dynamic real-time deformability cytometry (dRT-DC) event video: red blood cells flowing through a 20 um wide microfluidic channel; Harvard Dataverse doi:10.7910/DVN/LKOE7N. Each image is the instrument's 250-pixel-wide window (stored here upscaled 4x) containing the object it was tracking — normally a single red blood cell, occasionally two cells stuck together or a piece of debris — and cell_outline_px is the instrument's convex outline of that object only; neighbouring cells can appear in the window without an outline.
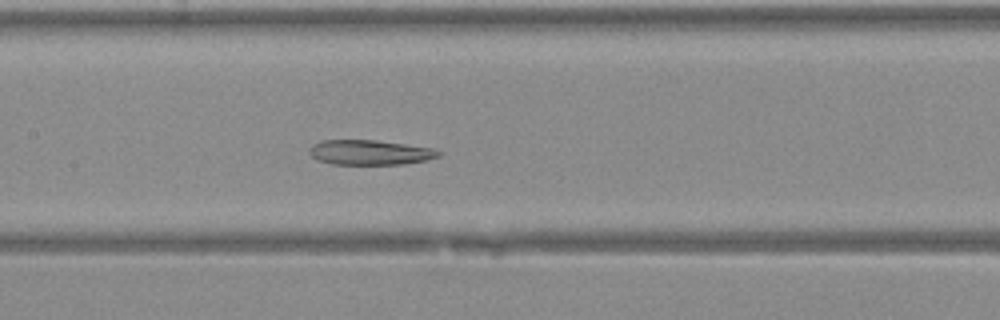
{"species": "Egyptian fruit bat (a non-hibernating species)", "species_latin": "Rousettus aegyptiacus", "temperature_condition": "warm", "stored_images_in_passage": 20, "camera_frame_rate_fps": 3000, "um_per_image_px": 0.085, "animal": {"sex": "female"}, "frame": {"image": 1, "passage_image": 11, "time_ms": 3.333, "image_size_px": [1000, 320], "cell_outline_px": [[440, 156], [428, 160], [404, 164], [332, 164], [316, 160], [308, 152], [308, 148], [312, 144], [320, 140], [376, 140], [436, 148], [440, 152]], "centroid_in_image_um": [31.43, 12.95], "position_along_channel_um": 176.0, "area_um2": 19.02}}
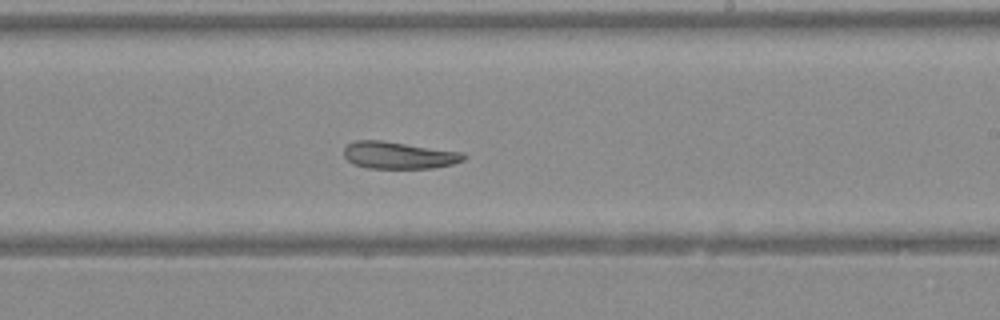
{"frame": {"image": 2, "passage_image": 16, "time_ms": 5.0, "image_size_px": [1000, 320], "cell_outline_px": [[468, 156], [464, 160], [452, 164], [432, 168], [368, 168], [352, 164], [344, 156], [344, 148], [348, 144], [356, 140], [380, 140], [464, 152]], "centroid_in_image_um": [33.91, 13.19], "position_along_channel_um": 255.1, "area_um2": 18.96}}
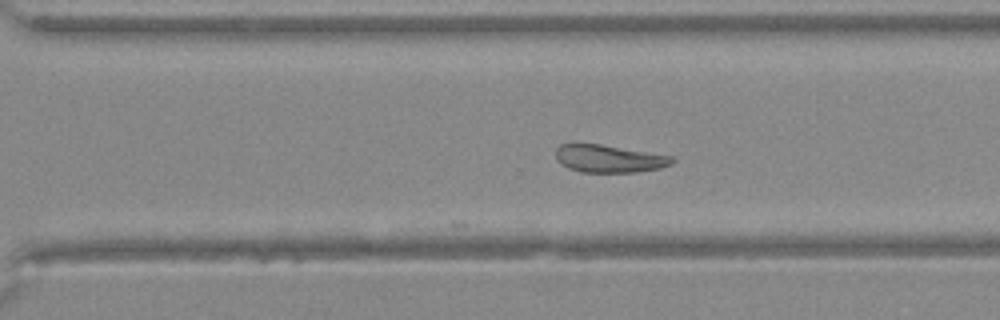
{"frame": {"image": 3, "passage_image": 20, "time_ms": 6.333, "image_size_px": [1000, 320], "cell_outline_px": [[676, 160], [672, 164], [660, 168], [636, 172], [580, 172], [568, 168], [560, 164], [556, 160], [556, 148], [560, 144], [600, 144], [672, 156]], "centroid_in_image_um": [51.76, 13.49], "position_along_channel_um": 318.8, "area_um2": 18.73}}